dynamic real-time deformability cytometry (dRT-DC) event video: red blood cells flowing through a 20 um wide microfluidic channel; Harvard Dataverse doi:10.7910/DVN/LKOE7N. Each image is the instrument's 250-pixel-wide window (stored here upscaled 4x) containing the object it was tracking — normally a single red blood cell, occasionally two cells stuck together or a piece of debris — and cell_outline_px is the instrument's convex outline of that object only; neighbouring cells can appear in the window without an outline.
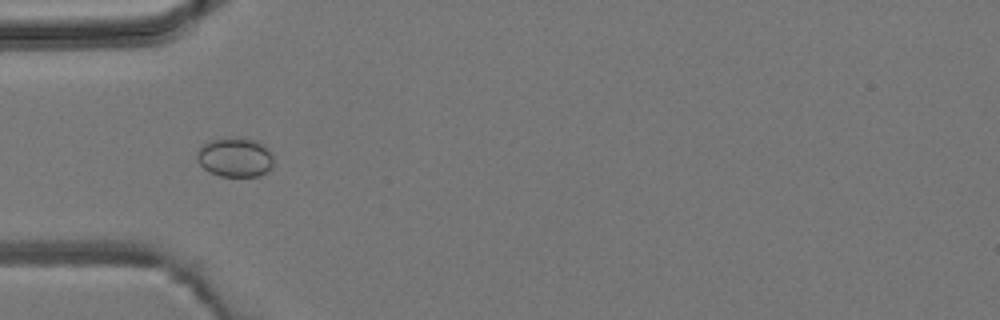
{"species": "common noctule bat (a hibernating species)", "species_latin": "Nyctalus noctula", "temperature_condition": "room temperature", "stored_images_in_passage": 3, "camera_frame_rate_fps": 3000, "um_per_image_px": 0.085, "animal": {"sex": "male", "body_mass_g": 19.2, "forearm_length_mm": 51.8}, "frame": {"image": 1, "passage_image": 3, "time_ms": 2.333, "image_size_px": [1000, 320], "cell_outline_px": [[272, 168], [268, 172], [260, 176], [220, 176], [204, 168], [196, 160], [196, 152], [208, 140], [228, 136], [240, 136], [256, 140], [264, 144], [272, 152]], "centroid_in_image_um": [20.0, 13.33], "position_along_channel_um": 65.0, "area_um2": 18.09}}